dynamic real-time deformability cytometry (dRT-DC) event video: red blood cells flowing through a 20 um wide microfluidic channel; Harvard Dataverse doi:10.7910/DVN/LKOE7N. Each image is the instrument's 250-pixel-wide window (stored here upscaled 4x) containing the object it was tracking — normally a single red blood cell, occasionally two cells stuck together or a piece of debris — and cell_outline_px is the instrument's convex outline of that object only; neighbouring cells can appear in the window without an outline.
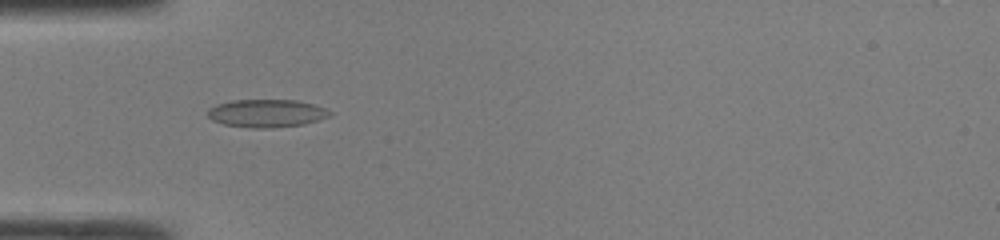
{"species": "common noctule bat (a hibernating species)", "species_latin": "Nyctalus noctula", "temperature_condition": "room temperature", "stored_images_in_passage": 37, "camera_frame_rate_fps": 3000, "um_per_image_px": 0.085, "animal": {"sex": "male", "body_mass_g": 19.0, "forearm_length_mm": 50.8}, "frame": {"image": 1, "passage_image": 5, "time_ms": 1.333, "image_size_px": [1000, 240], "cell_outline_px": [[332, 112], [328, 116], [304, 124], [272, 128], [252, 128], [224, 124], [212, 120], [208, 116], [208, 108], [216, 104], [232, 100], [296, 100], [312, 104], [324, 108]], "centroid_in_image_um": [22.61, 9.63], "position_along_channel_um": 62.4, "area_um2": 19.71}}
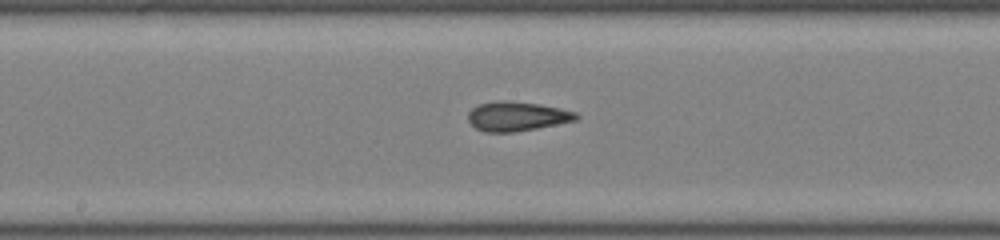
{"frame": {"image": 2, "passage_image": 15, "time_ms": 4.667, "image_size_px": [1000, 240], "cell_outline_px": [[580, 116], [576, 120], [536, 128], [512, 132], [484, 132], [476, 128], [468, 120], [468, 112], [472, 108], [480, 104], [504, 100], [540, 104], [560, 108], [576, 112]], "centroid_in_image_um": [43.94, 9.88], "position_along_channel_um": 204.3, "area_um2": 18.32}}
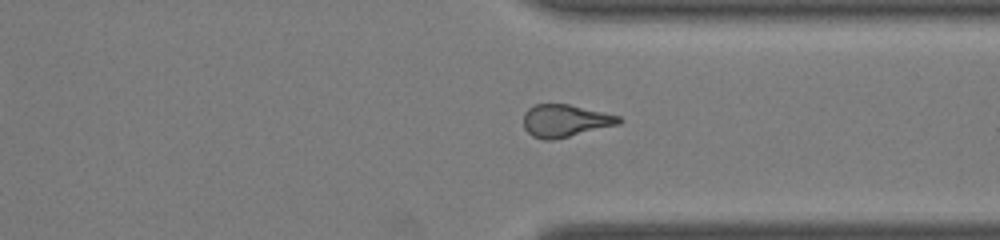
{"frame": {"image": 3, "passage_image": 26, "time_ms": 8.333, "image_size_px": [1000, 240], "cell_outline_px": [[624, 120], [620, 124], [552, 140], [544, 140], [532, 136], [524, 128], [524, 112], [528, 108], [536, 104], [568, 104], [620, 116]], "centroid_in_image_um": [48.04, 10.26], "position_along_channel_um": 363.4, "area_um2": 17.98}, "authors_computed_cell_mechanics": {"area_um2": 18.496, "velocity_mm_per_s": 4.3232, "shape_relaxation_time_tau1_ms": null, "shape_relaxation_time_tau2_ms": 3.3236, "deformation_change_tau1": null, "deformation_change_tau2": 0.1119}}